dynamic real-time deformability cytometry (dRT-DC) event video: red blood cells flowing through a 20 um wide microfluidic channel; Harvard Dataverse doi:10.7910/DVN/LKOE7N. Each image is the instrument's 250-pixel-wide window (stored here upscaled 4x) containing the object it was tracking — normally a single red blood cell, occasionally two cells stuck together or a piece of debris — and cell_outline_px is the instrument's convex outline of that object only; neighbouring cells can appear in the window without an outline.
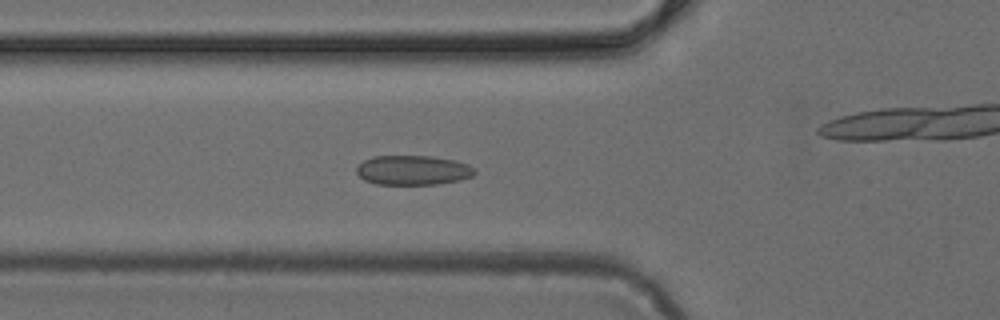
{"species": "common noctule bat (a hibernating species)", "species_latin": "Nyctalus noctula", "temperature_condition": "cold", "stored_images_in_passage": 31, "camera_frame_rate_fps": 3000, "um_per_image_px": 0.085, "animal": {"sex": "female", "body_mass_g": 24.6, "forearm_length_mm": 56.2}, "frame": {"image": 1, "passage_image": 18, "time_ms": 5.667, "image_size_px": [1000, 320], "cell_outline_px": [[476, 172], [472, 176], [460, 180], [436, 184], [376, 184], [364, 180], [356, 172], [356, 168], [364, 160], [372, 156], [432, 156], [452, 160], [468, 164], [476, 168]], "centroid_in_image_um": [35.1, 14.46], "position_along_channel_um": 90.7, "area_um2": 20.35}}
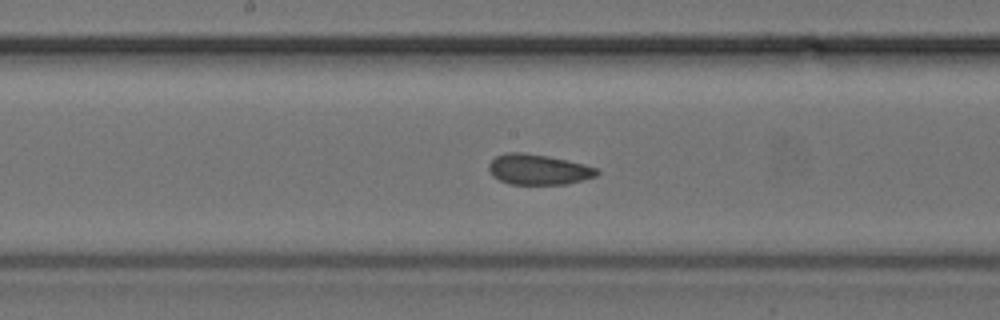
{"frame": {"image": 2, "passage_image": 26, "time_ms": 8.333, "image_size_px": [1000, 320], "cell_outline_px": [[600, 172], [596, 176], [568, 184], [508, 184], [492, 176], [488, 168], [488, 164], [496, 156], [508, 152], [524, 152], [548, 156], [584, 164], [596, 168]], "centroid_in_image_um": [45.74, 14.41], "position_along_channel_um": 202.5, "area_um2": 19.19}}
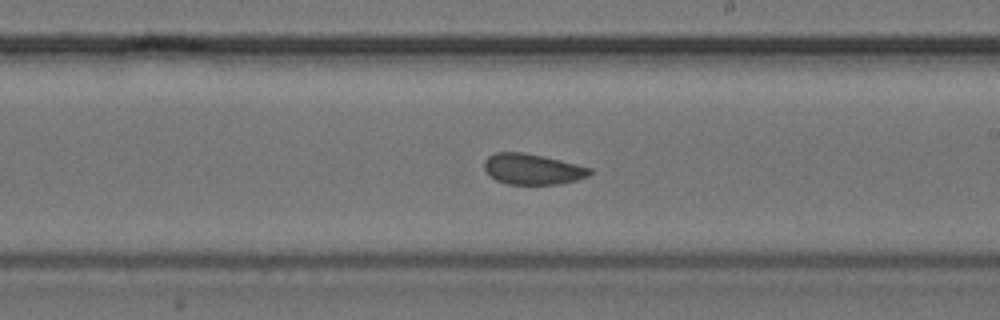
{"frame": {"image": 3, "passage_image": 29, "time_ms": 9.333, "image_size_px": [1000, 320], "cell_outline_px": [[592, 172], [588, 176], [576, 180], [560, 184], [508, 184], [496, 180], [484, 168], [484, 160], [488, 156], [496, 152], [524, 152], [560, 160], [592, 168]], "centroid_in_image_um": [45.26, 14.37], "position_along_channel_um": 243.7, "area_um2": 18.79}}